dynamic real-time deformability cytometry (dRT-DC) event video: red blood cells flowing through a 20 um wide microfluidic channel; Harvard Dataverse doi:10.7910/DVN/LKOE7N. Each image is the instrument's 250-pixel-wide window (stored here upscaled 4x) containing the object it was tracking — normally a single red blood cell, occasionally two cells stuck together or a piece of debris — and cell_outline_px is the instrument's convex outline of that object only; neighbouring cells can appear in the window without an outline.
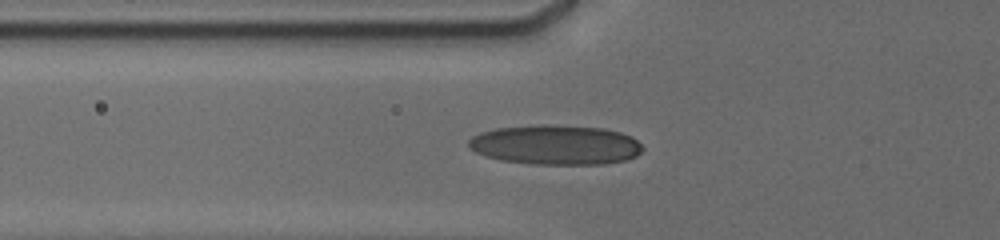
{"species": "human", "species_latin": "Homo sapiens", "temperature_condition": "cold", "stored_images_in_passage": 12, "camera_frame_rate_fps": 3000, "um_per_image_px": 0.085, "donor": {"sex": "male"}, "frame": {"image": 1, "passage_image": 3, "time_ms": 0.333, "image_size_px": [1000, 240], "cell_outline_px": [[644, 148], [636, 156], [628, 160], [604, 164], [532, 164], [500, 160], [484, 156], [468, 148], [468, 140], [472, 136], [480, 132], [496, 128], [536, 124], [544, 124], [604, 128], [620, 132], [632, 136]], "centroid_in_image_um": [47.2, 12.31], "position_along_channel_um": 78.6, "area_um2": 40.69}}
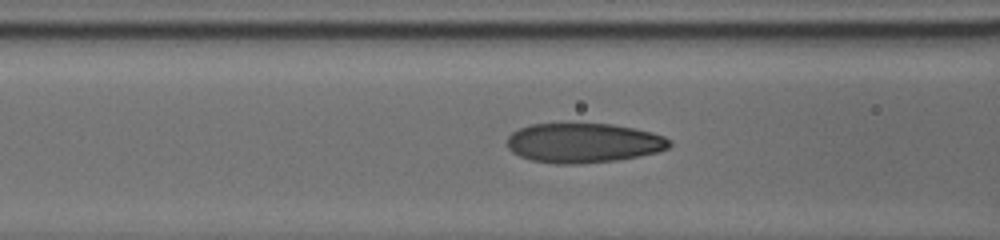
{"frame": {"image": 2, "passage_image": 9, "time_ms": 1.333, "image_size_px": [1000, 240], "cell_outline_px": [[672, 144], [668, 148], [656, 152], [616, 160], [580, 164], [556, 164], [532, 160], [520, 156], [512, 152], [508, 148], [508, 136], [512, 132], [520, 128], [532, 124], [612, 124], [652, 132], [664, 136], [672, 140]], "centroid_in_image_um": [49.6, 12.15], "position_along_channel_um": 117.0, "area_um2": 37.34}}